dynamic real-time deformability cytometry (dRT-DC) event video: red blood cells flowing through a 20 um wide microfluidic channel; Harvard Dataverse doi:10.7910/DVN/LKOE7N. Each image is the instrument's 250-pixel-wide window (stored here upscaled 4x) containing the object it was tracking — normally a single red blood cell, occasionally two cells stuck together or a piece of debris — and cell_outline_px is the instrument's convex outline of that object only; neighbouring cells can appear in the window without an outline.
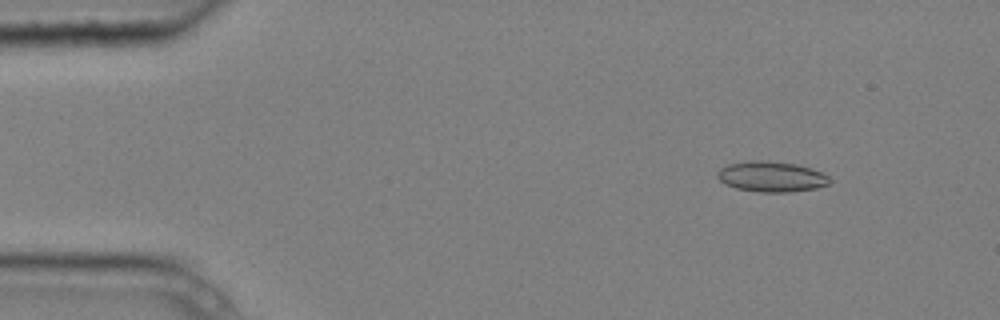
{"species": "common noctule bat (a hibernating species)", "species_latin": "Nyctalus noctula", "temperature_condition": "cold", "stored_images_in_passage": 4, "camera_frame_rate_fps": 3000, "um_per_image_px": 0.085, "animal": {"sex": "male", "body_mass_g": 20.4}, "frame": {"image": 1, "passage_image": 2, "time_ms": 0.333, "image_size_px": [1000, 320], "cell_outline_px": [[832, 180], [828, 184], [816, 188], [788, 192], [760, 192], [736, 188], [724, 184], [716, 176], [716, 172], [720, 168], [728, 164], [748, 160], [768, 160], [796, 164], [812, 168], [828, 176]], "centroid_in_image_um": [65.54, 15.0], "position_along_channel_um": 19.5, "area_um2": 20.11}}